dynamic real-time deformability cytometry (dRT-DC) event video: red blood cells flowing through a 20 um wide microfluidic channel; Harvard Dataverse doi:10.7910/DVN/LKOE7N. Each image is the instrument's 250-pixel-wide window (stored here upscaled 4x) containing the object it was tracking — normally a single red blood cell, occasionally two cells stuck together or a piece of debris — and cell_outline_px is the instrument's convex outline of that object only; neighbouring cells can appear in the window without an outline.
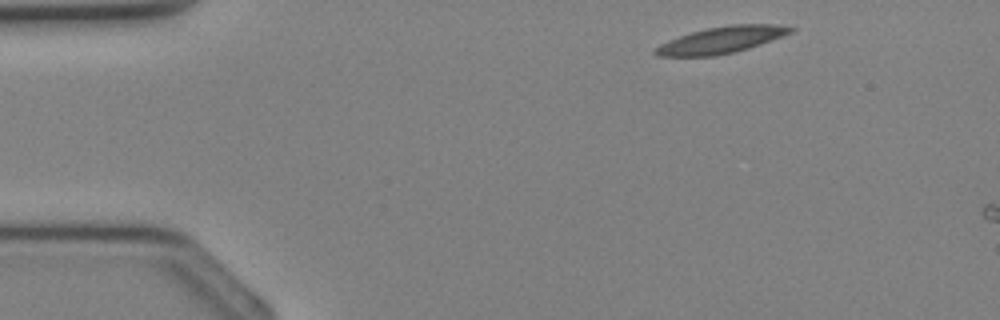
{"species": "Egyptian fruit bat (a non-hibernating species)", "species_latin": "Rousettus aegyptiacus", "temperature_condition": "cold", "stored_images_in_passage": 3, "camera_frame_rate_fps": 3000, "um_per_image_px": 0.085, "animal": {"sex": "female"}, "frame": {"image": 1, "passage_image": 2, "time_ms": 0.333, "image_size_px": [1000, 320], "cell_outline_px": [[796, 28], [792, 32], [760, 44], [748, 48], [716, 56], [656, 56], [652, 52], [660, 44], [668, 40], [692, 32], [708, 28], [732, 24], [776, 24]], "centroid_in_image_um": [61.3, 3.39], "position_along_channel_um": 23.7, "area_um2": 20.69}}